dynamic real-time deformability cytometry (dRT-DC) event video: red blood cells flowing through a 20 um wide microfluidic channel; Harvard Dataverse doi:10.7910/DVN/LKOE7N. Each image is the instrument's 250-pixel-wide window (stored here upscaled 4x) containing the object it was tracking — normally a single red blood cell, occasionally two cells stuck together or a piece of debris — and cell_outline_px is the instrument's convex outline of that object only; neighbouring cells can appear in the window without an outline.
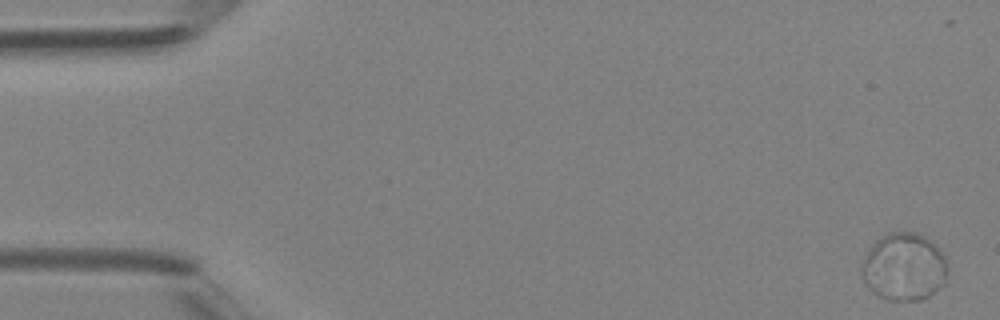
{"species": "Egyptian fruit bat (a non-hibernating species)", "species_latin": "Rousettus aegyptiacus", "temperature_condition": "room temperature", "stored_images_in_passage": 3, "camera_frame_rate_fps": 3000, "um_per_image_px": 0.085, "animal": {"sex": "female"}, "frame": {"image": 1, "passage_image": 1, "time_ms": 0.0, "image_size_px": [1000, 320], "cell_outline_px": [[948, 268], [944, 284], [928, 296], [920, 300], [888, 300], [872, 292], [868, 288], [860, 276], [860, 272], [864, 256], [868, 248], [880, 236], [888, 232], [916, 232], [932, 240], [944, 252], [948, 264]], "centroid_in_image_um": [76.84, 22.66], "position_along_channel_um": 8.2, "area_um2": 34.56}}